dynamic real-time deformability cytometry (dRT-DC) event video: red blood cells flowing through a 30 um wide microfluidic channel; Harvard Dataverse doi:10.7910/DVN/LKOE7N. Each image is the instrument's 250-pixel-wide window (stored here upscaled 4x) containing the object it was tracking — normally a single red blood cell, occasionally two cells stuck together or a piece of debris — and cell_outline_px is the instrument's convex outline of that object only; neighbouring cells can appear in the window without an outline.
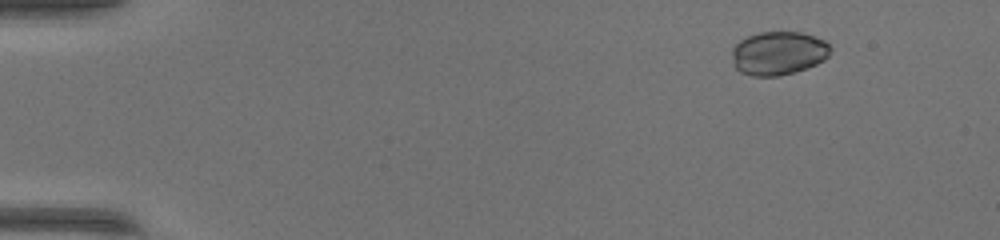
{"species": "common noctule bat (a hibernating species)", "species_latin": "Nyctalus noctula", "temperature_condition": "warm", "stored_images_in_passage": 45, "camera_frame_rate_fps": 3000, "um_per_image_px": 0.085, "animal": {"sex": "female", "body_mass_g": 17.0, "forearm_length_mm": 48.0}, "frame": {"image": 1, "passage_image": 1, "time_ms": 0.0, "image_size_px": [1000, 240], "cell_outline_px": [[832, 48], [828, 56], [824, 60], [816, 64], [792, 72], [776, 76], [752, 76], [740, 72], [732, 64], [732, 48], [740, 40], [748, 36], [760, 32], [800, 32], [824, 40]], "centroid_in_image_um": [66.13, 4.52], "position_along_channel_um": 18.9, "area_um2": 24.91}}
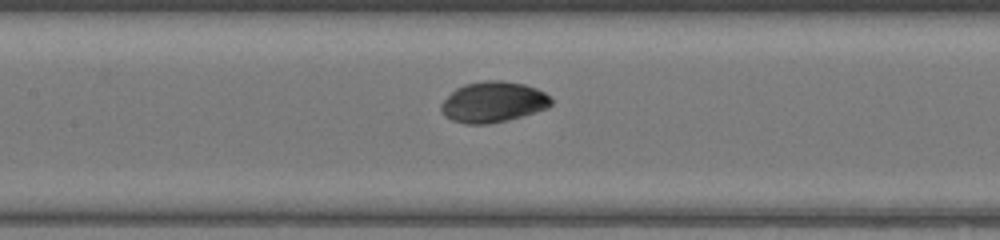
{"frame": {"image": 2, "passage_image": 20, "time_ms": 6.333, "image_size_px": [1000, 240], "cell_outline_px": [[552, 104], [548, 108], [508, 120], [488, 124], [468, 124], [452, 120], [444, 116], [440, 112], [440, 104], [456, 88], [464, 84], [484, 80], [500, 80], [524, 84], [536, 88], [544, 92], [552, 100]], "centroid_in_image_um": [41.9, 8.67], "position_along_channel_um": 165.5, "area_um2": 26.18}}
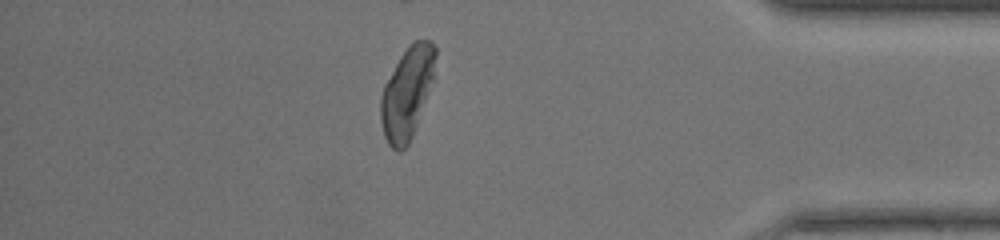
{"frame": {"image": 3, "passage_image": 39, "time_ms": 12.667, "image_size_px": [1000, 240], "cell_outline_px": [[436, 56], [432, 80], [412, 136], [408, 144], [400, 152], [396, 152], [388, 144], [384, 136], [380, 120], [380, 96], [384, 84], [400, 56], [412, 40], [428, 40], [436, 48]], "centroid_in_image_um": [34.56, 7.9], "position_along_channel_um": 400.6, "area_um2": 28.84}, "authors_computed_cell_mechanics": {"area_um2": 26.299, "velocity_mm_per_s": 4.2234, "shape_relaxation_time_tau1_ms": 1.1811, "shape_relaxation_time_tau2_ms": null, "deformation_change_tau1": 0.0649, "deformation_change_tau2": null}}